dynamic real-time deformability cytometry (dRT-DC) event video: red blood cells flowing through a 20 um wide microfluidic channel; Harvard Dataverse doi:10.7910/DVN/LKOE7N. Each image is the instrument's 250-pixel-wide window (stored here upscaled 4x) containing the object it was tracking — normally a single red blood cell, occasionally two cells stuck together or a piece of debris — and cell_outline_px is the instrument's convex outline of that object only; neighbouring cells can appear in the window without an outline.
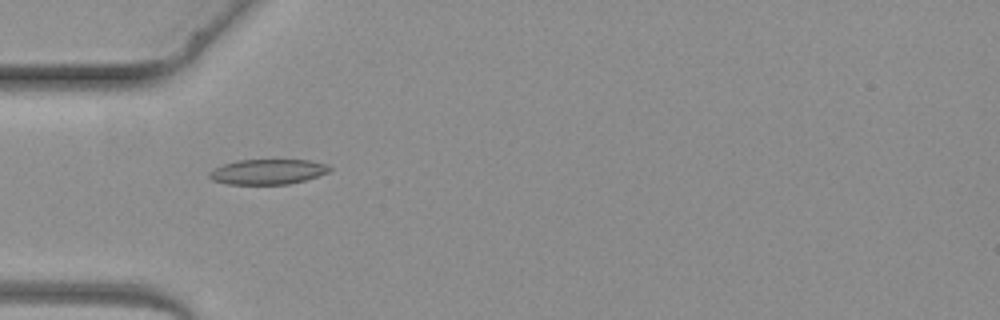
{"species": "common noctule bat (a hibernating species)", "species_latin": "Nyctalus noctula", "temperature_condition": "warm", "stored_images_in_passage": 4, "camera_frame_rate_fps": 3000, "um_per_image_px": 0.085, "animal": {"sex": "female", "body_mass_g": 19.3, "forearm_length_mm": 54.1}, "frame": {"image": 1, "passage_image": 4, "time_ms": 4.333, "image_size_px": [1000, 320], "cell_outline_px": [[332, 168], [328, 172], [304, 180], [288, 184], [228, 184], [212, 180], [208, 176], [208, 172], [212, 168], [236, 160], [308, 160], [328, 164]], "centroid_in_image_um": [22.72, 14.59], "position_along_channel_um": 62.3, "area_um2": 17.63}}